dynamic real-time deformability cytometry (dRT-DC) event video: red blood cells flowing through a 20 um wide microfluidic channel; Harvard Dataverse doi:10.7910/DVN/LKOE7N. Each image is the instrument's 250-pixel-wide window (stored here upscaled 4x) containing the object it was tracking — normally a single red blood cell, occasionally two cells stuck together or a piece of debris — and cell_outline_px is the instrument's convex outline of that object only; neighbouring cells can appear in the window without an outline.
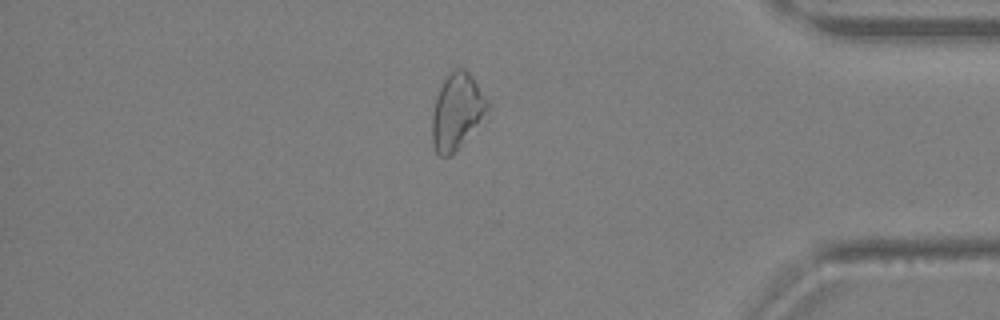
{"species": "Egyptian fruit bat (a non-hibernating species)", "species_latin": "Rousettus aegyptiacus", "temperature_condition": "warm", "stored_images_in_passage": 34, "camera_frame_rate_fps": 3000, "um_per_image_px": 0.085, "animal": {"sex": "female"}, "frame": {"image": 1, "passage_image": 29, "time_ms": 9.333, "image_size_px": [1000, 320], "cell_outline_px": [[492, 104], [488, 112], [460, 144], [448, 156], [440, 156], [436, 152], [432, 144], [432, 112], [436, 96], [448, 72], [456, 68], [464, 68], [468, 72]], "centroid_in_image_um": [38.83, 9.42], "position_along_channel_um": 396.4, "area_um2": 24.22}}
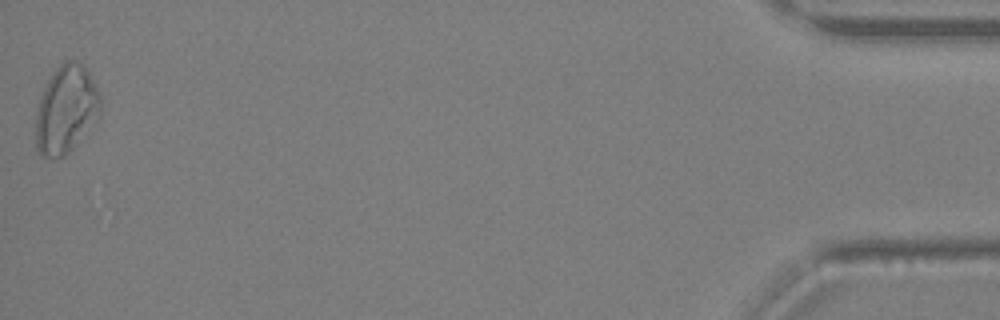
{"frame": {"image": 2, "passage_image": 34, "time_ms": 11.0, "image_size_px": [1000, 320], "cell_outline_px": [[100, 116], [72, 148], [64, 156], [40, 156], [36, 148], [36, 112], [44, 88], [48, 80], [56, 68], [64, 60], [76, 60], [88, 72], [100, 96]], "centroid_in_image_um": [5.6, 9.3], "position_along_channel_um": 429.6, "area_um2": 32.54}}